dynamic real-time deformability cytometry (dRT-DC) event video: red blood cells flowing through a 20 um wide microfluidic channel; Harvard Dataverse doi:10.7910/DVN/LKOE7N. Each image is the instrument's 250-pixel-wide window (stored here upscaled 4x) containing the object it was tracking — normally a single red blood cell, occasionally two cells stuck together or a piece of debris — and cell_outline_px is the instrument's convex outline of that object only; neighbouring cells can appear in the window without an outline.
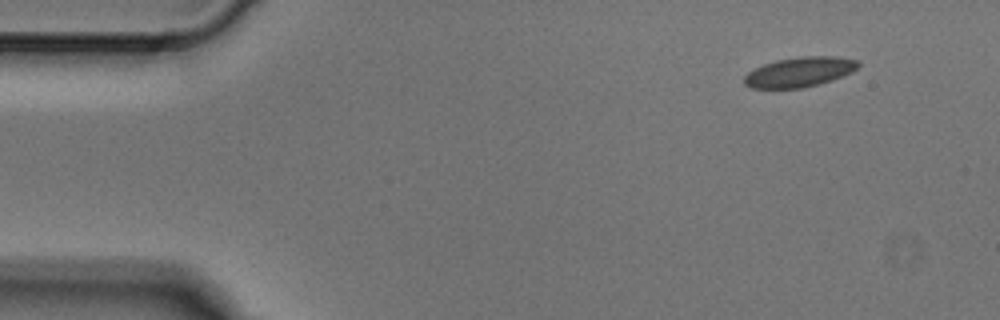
{"species": "Egyptian fruit bat (a non-hibernating species)", "species_latin": "Rousettus aegyptiacus", "temperature_condition": "cold", "stored_images_in_passage": 3, "camera_frame_rate_fps": 3000, "um_per_image_px": 0.085, "animal": {"sex": "male"}, "frame": {"image": 1, "passage_image": 1, "time_ms": 0.0, "image_size_px": [1000, 320], "cell_outline_px": [[860, 64], [852, 72], [832, 80], [804, 88], [752, 88], [744, 84], [744, 76], [748, 72], [764, 64], [776, 60], [800, 56], [836, 56], [856, 60]], "centroid_in_image_um": [67.95, 6.12], "position_along_channel_um": 17.0, "area_um2": 19.77}}
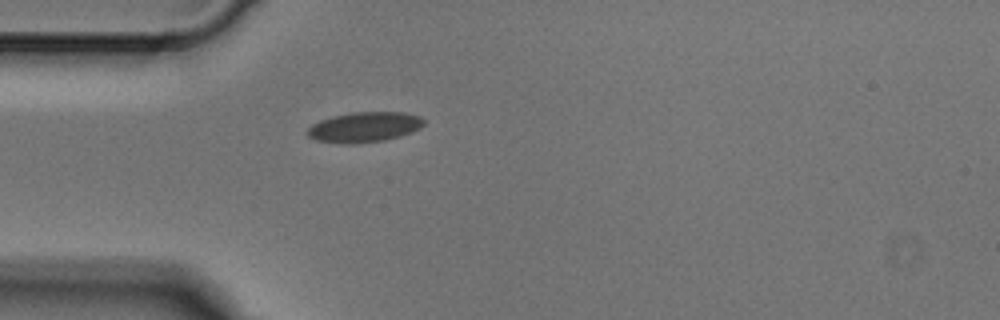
{"frame": {"image": 2, "passage_image": 3, "time_ms": 0.667, "image_size_px": [1000, 320], "cell_outline_px": [[424, 124], [420, 128], [412, 132], [400, 136], [384, 140], [352, 144], [344, 144], [316, 140], [308, 136], [308, 128], [312, 124], [320, 120], [332, 116], [352, 112], [404, 112], [420, 116], [424, 120]], "centroid_in_image_um": [30.98, 10.8], "position_along_channel_um": 54.0, "area_um2": 20.52}}